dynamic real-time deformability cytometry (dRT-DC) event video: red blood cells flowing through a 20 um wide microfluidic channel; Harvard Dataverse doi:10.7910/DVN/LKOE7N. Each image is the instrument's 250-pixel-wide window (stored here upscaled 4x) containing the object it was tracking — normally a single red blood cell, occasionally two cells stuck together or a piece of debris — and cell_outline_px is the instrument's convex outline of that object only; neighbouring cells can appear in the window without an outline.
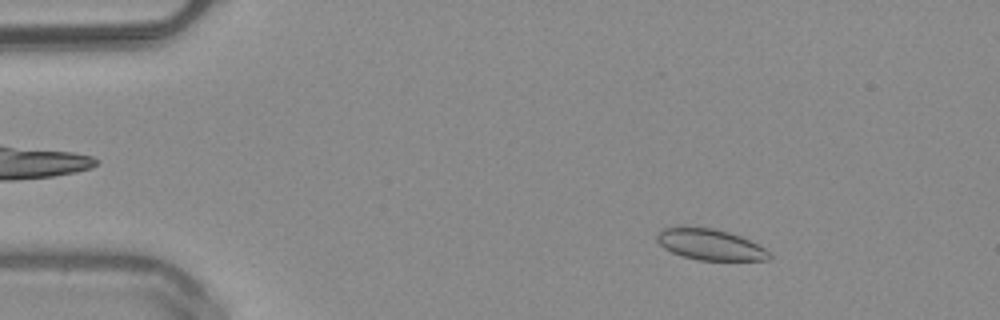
{"species": "common noctule bat (a hibernating species)", "species_latin": "Nyctalus noctula", "temperature_condition": "warm", "stored_images_in_passage": 50, "camera_frame_rate_fps": 3000, "um_per_image_px": 0.085, "animal": {"sex": "male", "body_mass_g": 20.4}, "frame": {"image": 1, "passage_image": 7, "time_ms": 2.0, "image_size_px": [1000, 320], "cell_outline_px": [[772, 256], [768, 260], [700, 260], [680, 256], [664, 248], [656, 240], [656, 236], [664, 228], [712, 228], [728, 232], [740, 236], [764, 248]], "centroid_in_image_um": [60.36, 20.81], "position_along_channel_um": 24.6, "area_um2": 19.83}}
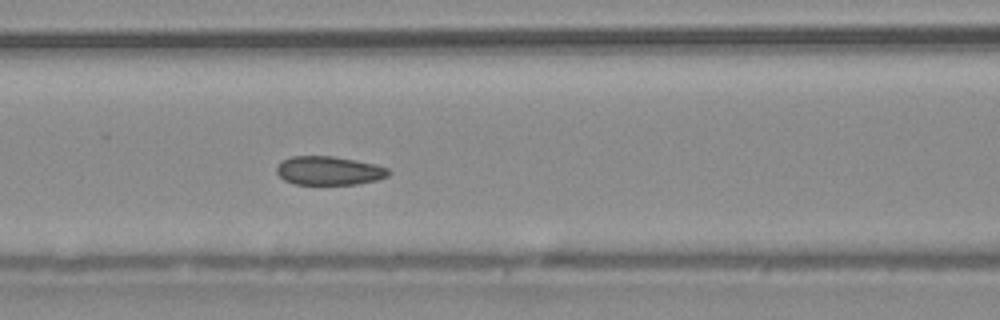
{"frame": {"image": 2, "passage_image": 21, "time_ms": 6.667, "image_size_px": [1000, 320], "cell_outline_px": [[392, 172], [388, 176], [376, 180], [356, 184], [292, 184], [284, 180], [276, 172], [276, 164], [292, 156], [332, 156], [356, 160], [388, 168]], "centroid_in_image_um": [27.94, 14.51], "position_along_channel_um": 138.7, "area_um2": 18.73}}
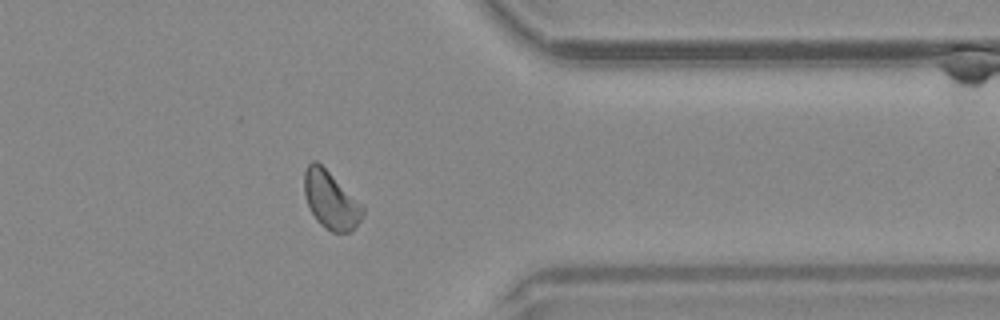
{"frame": {"image": 3, "passage_image": 40, "time_ms": 13.0, "image_size_px": [1000, 320], "cell_outline_px": [[364, 212], [360, 220], [348, 232], [332, 232], [324, 228], [316, 220], [308, 204], [304, 192], [304, 172], [308, 164], [312, 160], [316, 160], [364, 204]], "centroid_in_image_um": [28.12, 16.99], "position_along_channel_um": 383.3, "area_um2": 19.59}, "authors_computed_cell_mechanics": {"area_um2": 19.5653, "velocity_mm_per_s": 4.0264, "shape_relaxation_time_tau1_ms": 6.5018, "shape_relaxation_time_tau2_ms": 1.4253, "deformation_change_tau1": 0.081, "deformation_change_tau2": 0.0475}}